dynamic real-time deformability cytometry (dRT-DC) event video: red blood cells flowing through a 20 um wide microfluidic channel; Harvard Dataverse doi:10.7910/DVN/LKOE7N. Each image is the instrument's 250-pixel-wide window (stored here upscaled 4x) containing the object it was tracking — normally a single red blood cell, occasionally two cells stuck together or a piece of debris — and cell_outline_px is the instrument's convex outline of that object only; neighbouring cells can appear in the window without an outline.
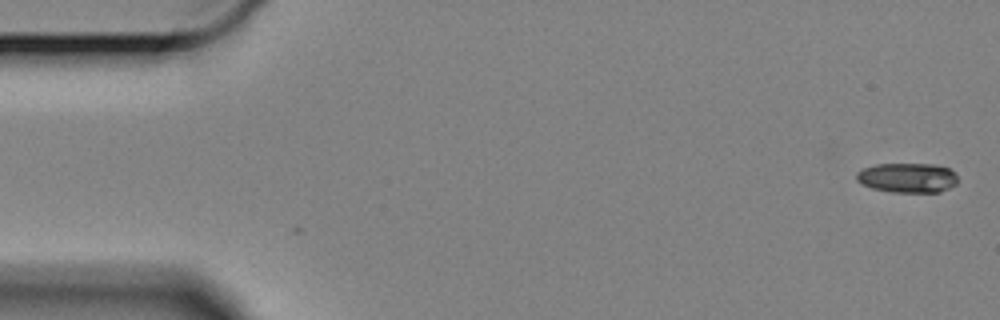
{"species": "Egyptian fruit bat (a non-hibernating species)", "species_latin": "Rousettus aegyptiacus", "temperature_condition": "cold", "stored_images_in_passage": 3, "camera_frame_rate_fps": 3000, "um_per_image_px": 0.085, "animal": {"sex": "female"}, "frame": {"image": 1, "passage_image": 3, "time_ms": 0.667, "image_size_px": [1000, 320], "cell_outline_px": [[956, 184], [940, 192], [892, 192], [872, 188], [856, 180], [856, 172], [864, 168], [876, 164], [936, 164], [948, 168], [956, 172]], "centroid_in_image_um": [77.14, 15.1], "position_along_channel_um": 7.9, "area_um2": 17.51}}